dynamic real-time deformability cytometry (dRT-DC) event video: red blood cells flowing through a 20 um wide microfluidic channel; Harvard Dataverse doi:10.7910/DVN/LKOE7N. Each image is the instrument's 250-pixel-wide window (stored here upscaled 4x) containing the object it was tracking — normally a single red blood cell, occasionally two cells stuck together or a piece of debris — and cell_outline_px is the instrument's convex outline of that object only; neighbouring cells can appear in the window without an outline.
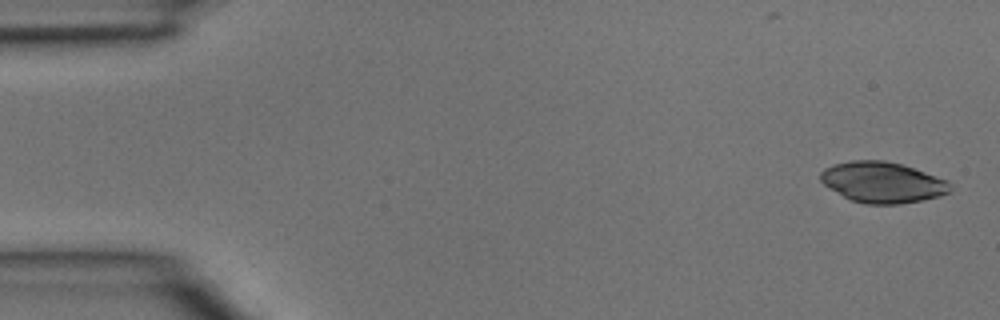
{"species": "common noctule bat (a hibernating species)", "species_latin": "Nyctalus noctula", "temperature_condition": "room temperature", "stored_images_in_passage": 3, "camera_frame_rate_fps": 3000, "um_per_image_px": 0.085, "animal": {"sex": "male", "body_mass_g": 15.6}, "frame": {"image": 1, "passage_image": 1, "time_ms": 0.0, "image_size_px": [1000, 320], "cell_outline_px": [[952, 188], [948, 192], [940, 196], [900, 204], [868, 204], [852, 200], [844, 196], [824, 184], [820, 180], [820, 172], [824, 168], [832, 164], [852, 160], [884, 160], [900, 164], [948, 180], [952, 184]], "centroid_in_image_um": [75.01, 15.49], "position_along_channel_um": 10.0, "area_um2": 30.63}}